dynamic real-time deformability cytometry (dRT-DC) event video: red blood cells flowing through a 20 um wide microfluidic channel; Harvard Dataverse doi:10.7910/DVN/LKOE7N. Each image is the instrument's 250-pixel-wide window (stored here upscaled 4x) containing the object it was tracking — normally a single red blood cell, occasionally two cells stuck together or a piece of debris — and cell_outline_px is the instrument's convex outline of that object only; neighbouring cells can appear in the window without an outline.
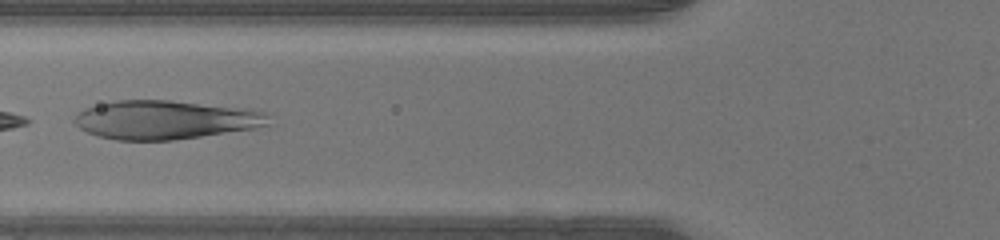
{"species": "human", "species_latin": "Homo sapiens", "temperature_condition": "warm", "stored_images_in_passage": 17, "camera_frame_rate_fps": 3000, "um_per_image_px": 0.085, "donor": {"sex": "male"}, "frame": {"image": 1, "passage_image": 6, "time_ms": 1.667, "image_size_px": [1000, 240], "cell_outline_px": [[268, 124], [256, 128], [172, 140], [116, 140], [100, 136], [88, 132], [80, 128], [72, 120], [80, 112], [88, 108], [100, 104], [116, 100], [168, 100], [252, 108], [268, 112]], "centroid_in_image_um": [14.11, 10.17], "position_along_channel_um": 111.7, "area_um2": 43.7}}